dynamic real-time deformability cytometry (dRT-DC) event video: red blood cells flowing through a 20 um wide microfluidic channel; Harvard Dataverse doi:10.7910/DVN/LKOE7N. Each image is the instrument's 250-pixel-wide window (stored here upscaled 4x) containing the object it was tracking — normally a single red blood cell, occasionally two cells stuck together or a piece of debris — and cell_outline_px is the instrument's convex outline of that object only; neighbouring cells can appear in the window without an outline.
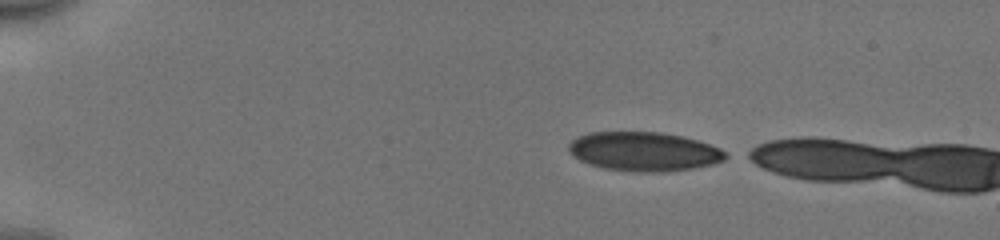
{"species": "human", "species_latin": "Homo sapiens", "temperature_condition": "cold", "stored_images_in_passage": 3, "camera_frame_rate_fps": 3000, "um_per_image_px": 0.085, "donor": {"sex": "male"}, "frame": {"image": 1, "passage_image": 1, "time_ms": 0.0, "image_size_px": [1000, 240], "cell_outline_px": [[732, 156], [724, 160], [712, 164], [692, 168], [660, 172], [632, 172], [604, 168], [588, 164], [580, 160], [568, 152], [568, 144], [572, 140], [588, 132], [660, 132], [684, 136], [720, 148], [728, 152]], "centroid_in_image_um": [54.75, 12.88], "position_along_channel_um": 30.2, "area_um2": 35.95}}